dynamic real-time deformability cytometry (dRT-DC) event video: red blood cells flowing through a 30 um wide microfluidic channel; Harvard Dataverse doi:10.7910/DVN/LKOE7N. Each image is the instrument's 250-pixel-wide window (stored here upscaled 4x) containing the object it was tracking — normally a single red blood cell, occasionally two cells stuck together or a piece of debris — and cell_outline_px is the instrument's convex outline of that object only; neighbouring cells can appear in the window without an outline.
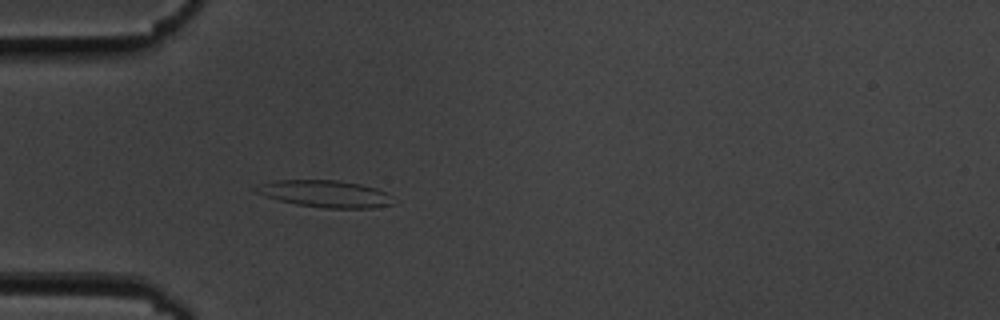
{"species": "common noctule bat (a hibernating species)", "species_latin": "Nyctalus noctula", "temperature_condition": "cold", "stored_images_in_passage": 42, "camera_frame_rate_fps": 3000, "um_per_image_px": 0.085, "animal": {"sex": "male", "body_mass_g": 19.5, "forearm_length_mm": 54.6}, "frame": {"image": 1, "passage_image": 3, "time_ms": 0.667, "image_size_px": [1000, 320], "cell_outline_px": [[392, 204], [372, 208], [324, 208], [296, 204], [264, 196], [256, 192], [252, 188], [260, 184], [276, 180], [336, 180], [360, 184], [376, 188], [388, 192]], "centroid_in_image_um": [27.62, 16.47], "position_along_channel_um": 57.4, "area_um2": 21.44}}
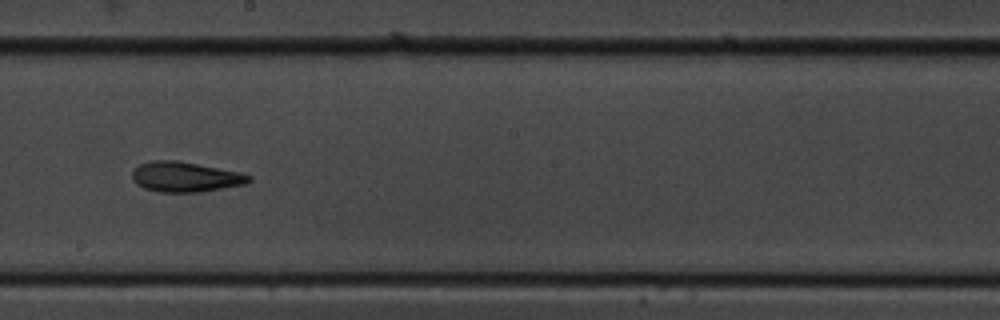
{"frame": {"image": 2, "passage_image": 18, "time_ms": 5.667, "image_size_px": [1000, 320], "cell_outline_px": [[252, 180], [244, 184], [200, 192], [160, 192], [144, 188], [136, 184], [132, 180], [132, 172], [140, 164], [152, 160], [176, 160], [240, 172], [252, 176]], "centroid_in_image_um": [15.73, 15.03], "position_along_channel_um": 232.5, "area_um2": 20.4}}
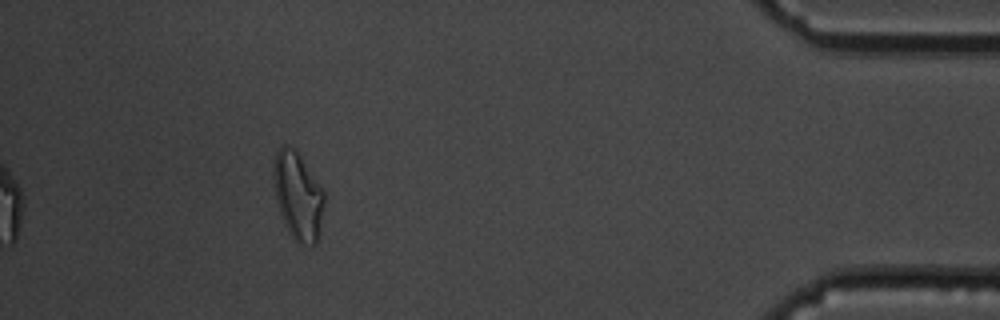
{"frame": {"image": 3, "passage_image": 37, "time_ms": 12.0, "image_size_px": [1000, 320], "cell_outline_px": [[324, 200], [316, 244], [300, 244], [288, 232], [280, 216], [276, 200], [272, 176], [272, 168], [276, 152], [284, 144], [288, 144], [300, 156], [324, 192]], "centroid_in_image_um": [25.27, 16.64], "position_along_channel_um": 409.9, "area_um2": 25.55}, "authors_computed_cell_mechanics": {"area_um2": 20.4323, "velocity_mm_per_s": 3.6092, "shape_relaxation_time_tau1_ms": 6.8852, "shape_relaxation_time_tau2_ms": 9.3778, "deformation_change_tau1": 0.2042, "deformation_change_tau2": 0.1704}}